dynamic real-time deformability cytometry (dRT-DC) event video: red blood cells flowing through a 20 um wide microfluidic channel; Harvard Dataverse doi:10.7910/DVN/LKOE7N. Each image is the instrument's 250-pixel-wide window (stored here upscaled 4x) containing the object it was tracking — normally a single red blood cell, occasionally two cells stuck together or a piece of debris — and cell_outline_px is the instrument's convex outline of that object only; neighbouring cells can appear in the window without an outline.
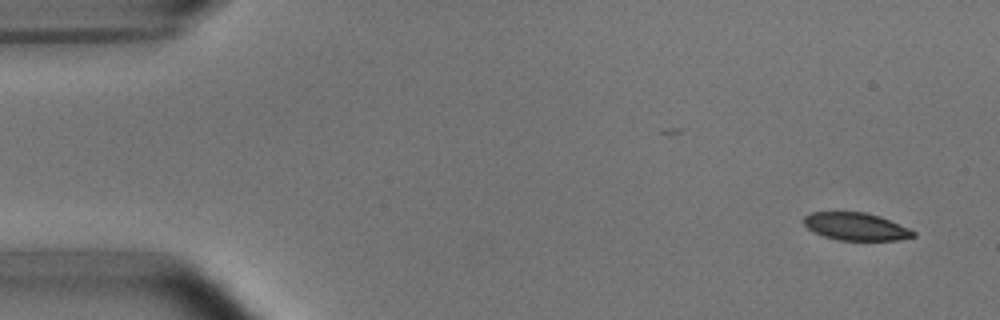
{"species": "common noctule bat (a hibernating species)", "species_latin": "Nyctalus noctula", "temperature_condition": "room temperature", "stored_images_in_passage": 5, "camera_frame_rate_fps": 3000, "um_per_image_px": 0.085, "animal": {"sex": "male", "body_mass_g": 15.6}, "frame": {"image": 1, "passage_image": 1, "time_ms": 0.0, "image_size_px": [1000, 320], "cell_outline_px": [[916, 236], [900, 240], [836, 240], [824, 236], [808, 228], [804, 224], [804, 216], [812, 212], [868, 212], [880, 216], [908, 228], [916, 232]], "centroid_in_image_um": [72.77, 19.25], "position_along_channel_um": 12.2, "area_um2": 17.57}}
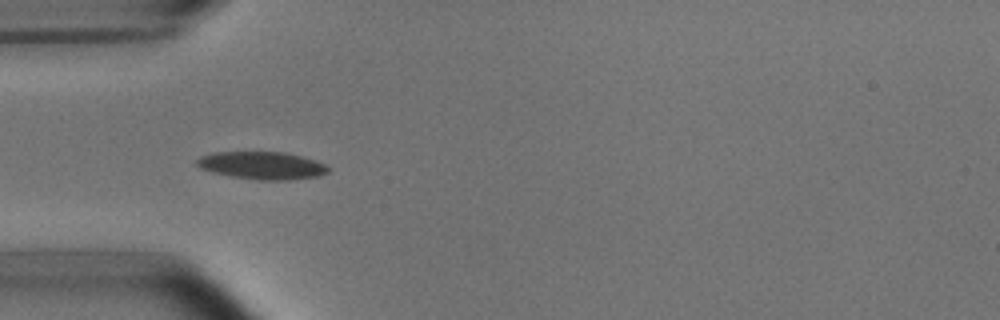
{"frame": {"image": 2, "passage_image": 4, "time_ms": 1.0, "image_size_px": [1000, 320], "cell_outline_px": [[328, 172], [320, 176], [288, 180], [256, 180], [232, 176], [200, 168], [196, 164], [196, 160], [200, 156], [216, 152], [284, 152], [316, 160], [324, 164], [328, 168]], "centroid_in_image_um": [22.29, 14.06], "position_along_channel_um": 62.7, "area_um2": 20.98}}